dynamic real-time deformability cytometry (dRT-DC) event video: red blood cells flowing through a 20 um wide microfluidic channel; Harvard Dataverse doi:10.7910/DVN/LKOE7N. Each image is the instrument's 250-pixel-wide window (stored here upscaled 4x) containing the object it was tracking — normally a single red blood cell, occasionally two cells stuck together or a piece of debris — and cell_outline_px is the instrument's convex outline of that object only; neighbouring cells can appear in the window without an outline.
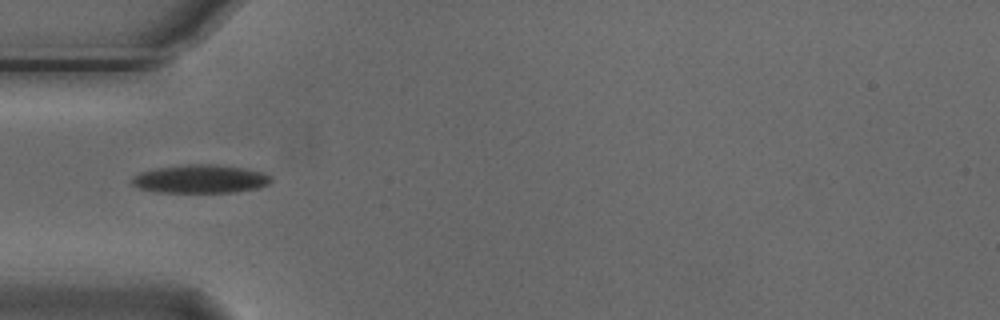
{"species": "Egyptian fruit bat (a non-hibernating species)", "species_latin": "Rousettus aegyptiacus", "temperature_condition": "cold", "stored_images_in_passage": 6, "camera_frame_rate_fps": 3000, "um_per_image_px": 0.085, "animal": {"sex": "male"}, "frame": {"image": 1, "passage_image": 4, "time_ms": 1.0, "image_size_px": [1000, 320], "cell_outline_px": [[272, 180], [268, 184], [260, 188], [236, 192], [156, 192], [140, 188], [132, 184], [132, 176], [140, 172], [156, 168], [184, 164], [216, 164], [244, 168], [264, 172], [272, 176]], "centroid_in_image_um": [17.06, 15.2], "position_along_channel_um": 67.9, "area_um2": 23.24}}
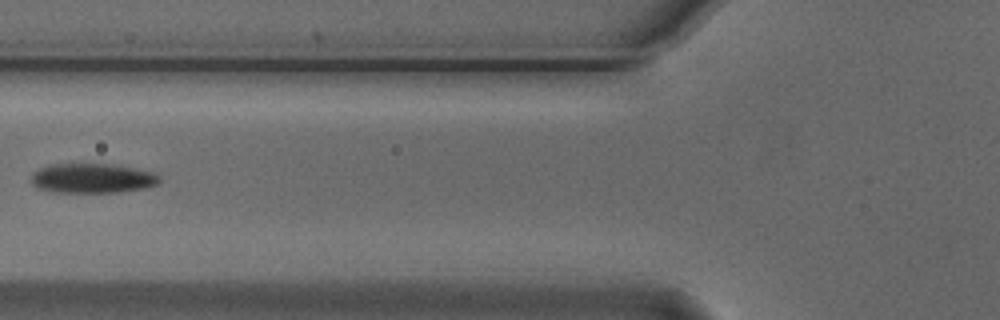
{"frame": {"image": 2, "passage_image": 5, "time_ms": 1.333, "image_size_px": [1000, 320], "cell_outline_px": [[160, 184], [144, 188], [120, 192], [52, 192], [36, 188], [32, 184], [32, 176], [40, 168], [48, 164], [112, 164], [156, 172], [160, 176]], "centroid_in_image_um": [7.89, 15.15], "position_along_channel_um": 117.9, "area_um2": 22.31}}
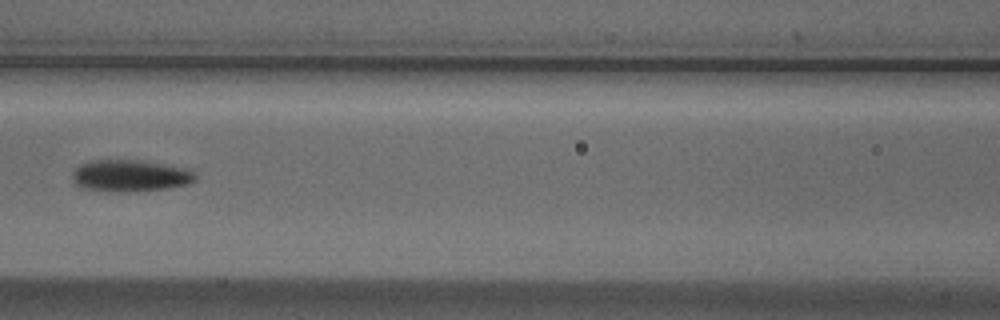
{"frame": {"image": 3, "passage_image": 6, "time_ms": 1.667, "image_size_px": [1000, 320], "cell_outline_px": [[196, 180], [188, 184], [168, 188], [132, 192], [108, 192], [84, 188], [76, 184], [72, 180], [72, 172], [80, 164], [88, 160], [140, 160], [192, 168], [196, 172]], "centroid_in_image_um": [11.1, 14.93], "position_along_channel_um": 155.5, "area_um2": 23.35}}